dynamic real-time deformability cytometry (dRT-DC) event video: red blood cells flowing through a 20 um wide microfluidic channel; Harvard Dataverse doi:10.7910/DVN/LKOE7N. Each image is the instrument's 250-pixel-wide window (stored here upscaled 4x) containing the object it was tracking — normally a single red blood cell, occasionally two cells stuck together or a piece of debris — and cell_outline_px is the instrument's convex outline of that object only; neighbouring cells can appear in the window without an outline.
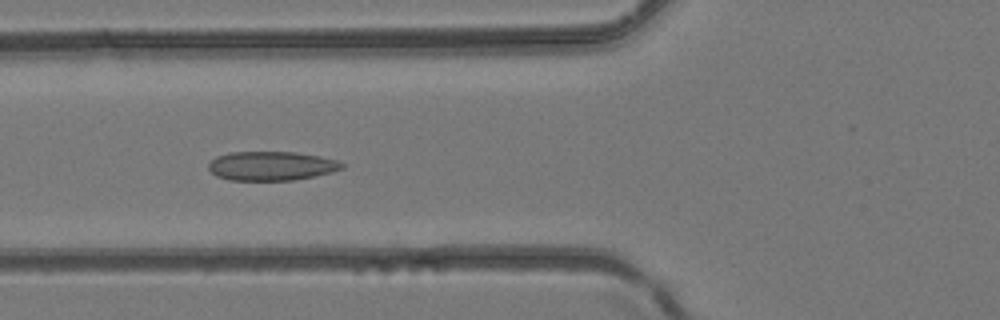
{"species": "common noctule bat (a hibernating species)", "species_latin": "Nyctalus noctula", "temperature_condition": "room temperature", "stored_images_in_passage": 39, "camera_frame_rate_fps": 3000, "um_per_image_px": 0.085, "animal": {"sex": "female", "body_mass_g": 24.6, "forearm_length_mm": 56.2}, "frame": {"image": 1, "passage_image": 13, "time_ms": 4.0, "image_size_px": [1000, 320], "cell_outline_px": [[344, 168], [332, 172], [316, 176], [292, 180], [228, 180], [216, 176], [208, 168], [208, 164], [216, 156], [228, 152], [296, 152], [320, 156], [336, 160], [344, 164]], "centroid_in_image_um": [23.06, 14.1], "position_along_channel_um": 102.7, "area_um2": 22.72}}
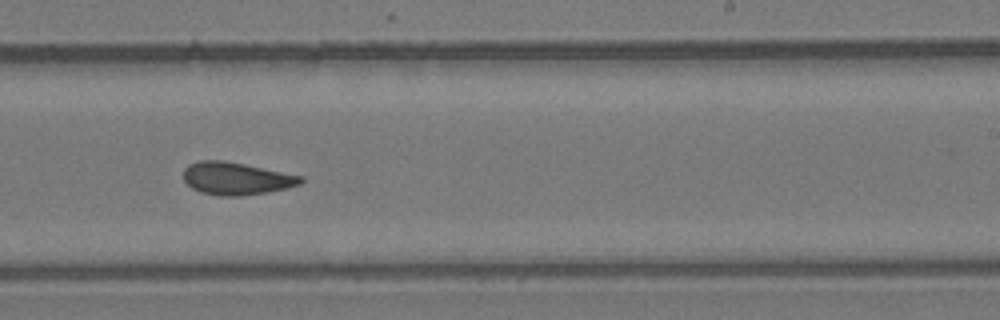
{"frame": {"image": 2, "passage_image": 23, "time_ms": 7.333, "image_size_px": [1000, 320], "cell_outline_px": [[304, 180], [300, 184], [284, 188], [264, 192], [240, 196], [220, 196], [200, 192], [192, 188], [184, 180], [184, 168], [188, 164], [200, 160], [224, 160], [304, 176]], "centroid_in_image_um": [20.05, 15.16], "position_along_channel_um": 268.9, "area_um2": 22.14}}
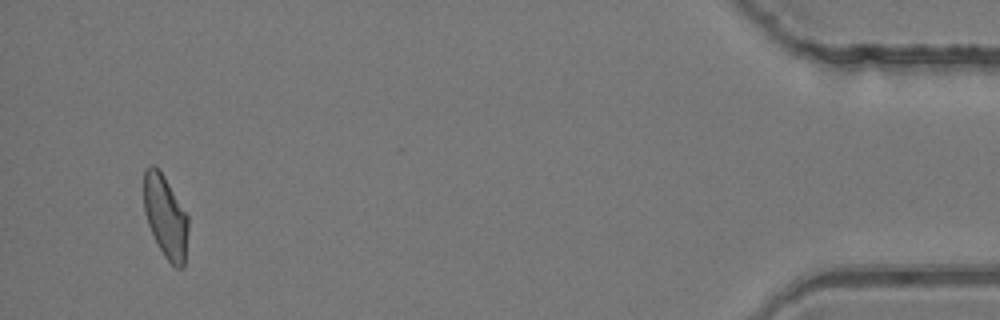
{"frame": {"image": 3, "passage_image": 37, "time_ms": 12.0, "image_size_px": [1000, 320], "cell_outline_px": [[188, 232], [184, 268], [176, 268], [164, 256], [148, 224], [144, 212], [144, 168], [152, 164], [164, 176], [188, 216]], "centroid_in_image_um": [14.07, 18.43], "position_along_channel_um": 421.1, "area_um2": 21.15}}